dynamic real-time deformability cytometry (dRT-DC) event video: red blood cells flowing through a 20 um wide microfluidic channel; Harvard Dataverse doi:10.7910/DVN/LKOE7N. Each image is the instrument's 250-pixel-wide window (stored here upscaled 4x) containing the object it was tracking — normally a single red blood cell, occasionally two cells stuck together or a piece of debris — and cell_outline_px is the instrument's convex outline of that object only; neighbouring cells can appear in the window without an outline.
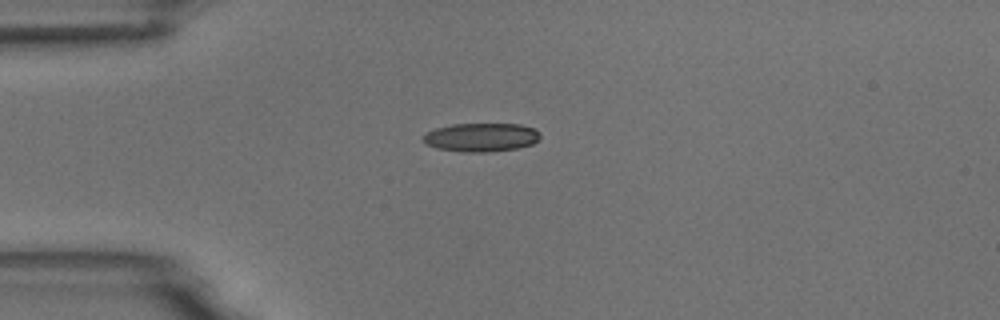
{"species": "common noctule bat (a hibernating species)", "species_latin": "Nyctalus noctula", "temperature_condition": "room temperature", "stored_images_in_passage": 6, "camera_frame_rate_fps": 3000, "um_per_image_px": 0.085, "animal": {"sex": "male", "body_mass_g": 18.8}, "frame": {"image": 1, "passage_image": 1, "time_ms": 0.0, "image_size_px": [1000, 320], "cell_outline_px": [[540, 136], [532, 144], [520, 148], [488, 152], [464, 152], [436, 148], [428, 144], [424, 140], [424, 136], [428, 132], [436, 128], [452, 124], [520, 124], [536, 128], [540, 132]], "centroid_in_image_um": [40.96, 11.67], "position_along_channel_um": 44.0, "area_um2": 19.48}}